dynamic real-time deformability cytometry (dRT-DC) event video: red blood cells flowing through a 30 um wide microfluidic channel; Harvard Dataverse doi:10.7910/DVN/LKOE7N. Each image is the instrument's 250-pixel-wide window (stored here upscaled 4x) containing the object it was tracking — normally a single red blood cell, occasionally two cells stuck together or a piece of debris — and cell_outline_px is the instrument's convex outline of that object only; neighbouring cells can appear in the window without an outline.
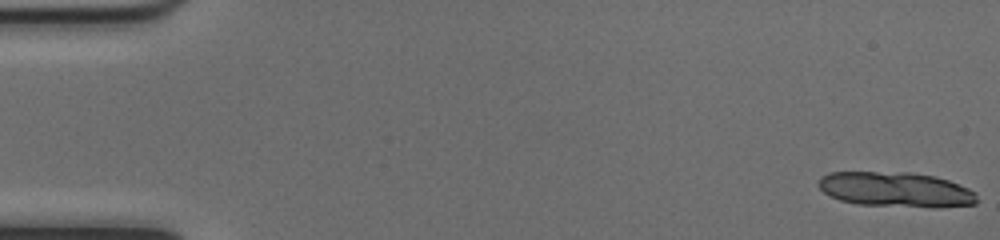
{"species": "common noctule bat (a hibernating species)", "species_latin": "Nyctalus noctula", "temperature_condition": "cold", "stored_images_in_passage": 14, "camera_frame_rate_fps": 3000, "um_per_image_px": 0.085, "animal": {"sex": "female", "body_mass_g": 17.0, "forearm_length_mm": 48.0}, "frame": {"image": 1, "passage_image": 1, "time_ms": 0.0, "image_size_px": [1000, 240], "cell_outline_px": [[976, 204], [932, 208], [856, 204], [840, 200], [824, 192], [816, 184], [816, 180], [820, 176], [828, 172], [912, 172], [936, 176], [948, 180], [968, 188], [976, 192]], "centroid_in_image_um": [76.12, 16.11], "position_along_channel_um": 8.9, "area_um2": 32.71}}